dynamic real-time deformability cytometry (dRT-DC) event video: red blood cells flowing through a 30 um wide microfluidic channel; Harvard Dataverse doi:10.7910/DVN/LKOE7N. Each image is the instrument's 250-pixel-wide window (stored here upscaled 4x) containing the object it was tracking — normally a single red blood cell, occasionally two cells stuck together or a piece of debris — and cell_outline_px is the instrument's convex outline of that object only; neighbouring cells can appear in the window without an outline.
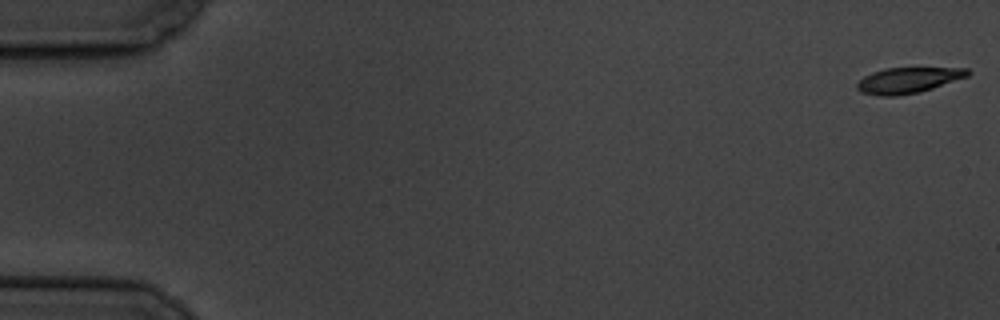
{"species": "common noctule bat (a hibernating species)", "species_latin": "Nyctalus noctula", "temperature_condition": "cold", "stored_images_in_passage": 6, "camera_frame_rate_fps": 3000, "um_per_image_px": 0.085, "animal": {"sex": "male", "body_mass_g": 19.5, "forearm_length_mm": 54.6}, "frame": {"image": 1, "passage_image": 1, "time_ms": 0.0, "image_size_px": [1000, 320], "cell_outline_px": [[972, 72], [968, 76], [920, 92], [896, 96], [880, 96], [860, 92], [856, 88], [856, 84], [864, 76], [872, 72], [884, 68], [968, 68]], "centroid_in_image_um": [77.17, 6.82], "position_along_channel_um": 7.8, "area_um2": 16.59}}
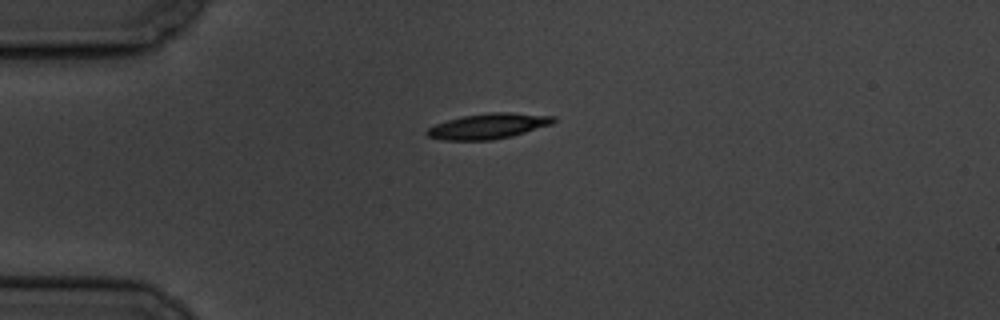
{"frame": {"image": 2, "passage_image": 5, "time_ms": 4.667, "image_size_px": [1000, 320], "cell_outline_px": [[556, 120], [552, 124], [512, 136], [492, 140], [440, 140], [428, 136], [424, 132], [428, 128], [436, 124], [448, 120], [464, 116], [492, 112], [508, 112], [556, 116]], "centroid_in_image_um": [41.51, 10.72], "position_along_channel_um": 43.5, "area_um2": 18.67}}